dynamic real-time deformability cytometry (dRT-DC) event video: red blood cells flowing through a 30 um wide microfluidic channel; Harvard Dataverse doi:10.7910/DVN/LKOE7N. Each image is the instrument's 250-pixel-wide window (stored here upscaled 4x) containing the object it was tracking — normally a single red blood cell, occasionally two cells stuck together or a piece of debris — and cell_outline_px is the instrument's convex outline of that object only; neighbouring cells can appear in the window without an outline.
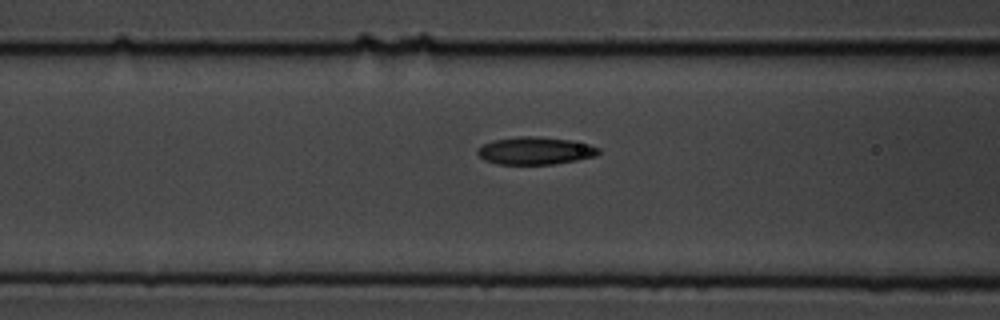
{"species": "common noctule bat (a hibernating species)", "species_latin": "Nyctalus noctula", "temperature_condition": "cold", "stored_images_in_passage": 4, "segment_of_instrument_passage": [2, 2], "camera_frame_rate_fps": 3000, "um_per_image_px": 0.085, "animal": {"sex": "male", "body_mass_g": 19.5, "forearm_length_mm": 54.6}, "frame": {"image": 1, "passage_image": 4, "time_ms": 3.333, "image_size_px": [1000, 320], "cell_outline_px": [[600, 152], [596, 156], [556, 164], [496, 164], [484, 160], [476, 152], [476, 148], [492, 140], [520, 136], [536, 136], [568, 140], [588, 144], [600, 148]], "centroid_in_image_um": [45.47, 12.81], "position_along_channel_um": 121.1, "area_um2": 19.48}}